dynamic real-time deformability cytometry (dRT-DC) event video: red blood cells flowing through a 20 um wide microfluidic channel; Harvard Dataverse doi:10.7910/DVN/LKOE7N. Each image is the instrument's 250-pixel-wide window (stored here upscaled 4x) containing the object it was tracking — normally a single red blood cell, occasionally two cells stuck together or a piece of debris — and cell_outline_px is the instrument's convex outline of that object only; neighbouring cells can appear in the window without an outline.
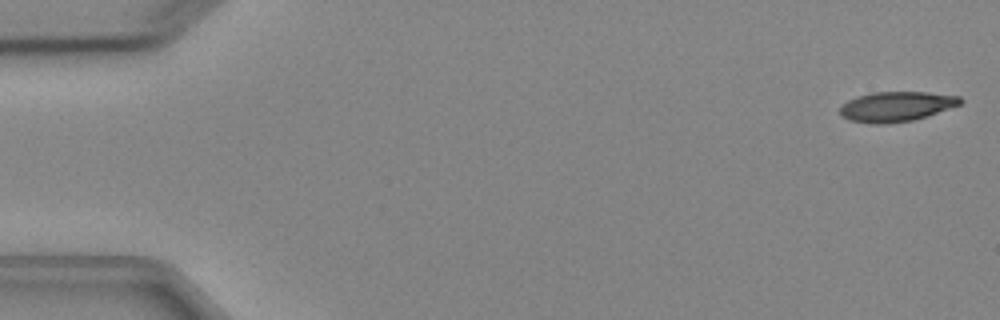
{"species": "Egyptian fruit bat (a non-hibernating species)", "species_latin": "Rousettus aegyptiacus", "temperature_condition": "cold", "stored_images_in_passage": 5, "camera_frame_rate_fps": 3000, "um_per_image_px": 0.085, "animal": {"sex": "female"}, "frame": {"image": 1, "passage_image": 1, "time_ms": 0.0, "image_size_px": [1000, 320], "cell_outline_px": [[964, 100], [960, 104], [928, 116], [912, 120], [884, 124], [872, 124], [848, 120], [840, 116], [840, 108], [848, 100], [856, 96], [872, 92], [928, 92], [960, 96]], "centroid_in_image_um": [76.17, 9.05], "position_along_channel_um": 8.8, "area_um2": 21.1}}
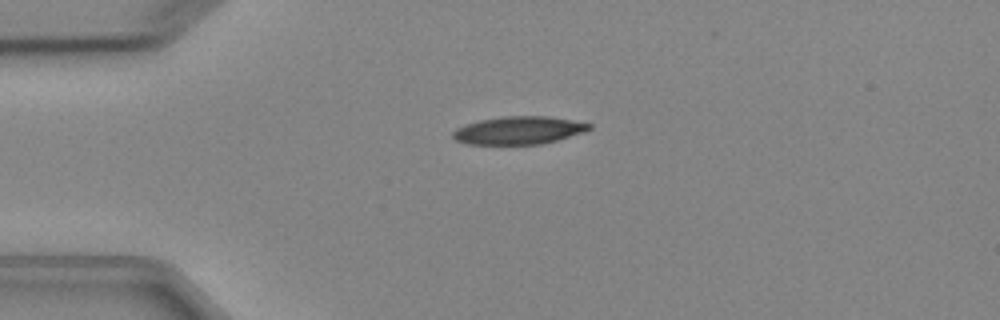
{"frame": {"image": 2, "passage_image": 4, "time_ms": 3.667, "image_size_px": [1000, 320], "cell_outline_px": [[592, 128], [584, 132], [556, 140], [540, 144], [468, 144], [456, 140], [452, 136], [452, 132], [456, 128], [480, 120], [504, 116], [548, 116], [572, 120], [592, 124]], "centroid_in_image_um": [44.1, 11.07], "position_along_channel_um": 40.9, "area_um2": 21.96}}